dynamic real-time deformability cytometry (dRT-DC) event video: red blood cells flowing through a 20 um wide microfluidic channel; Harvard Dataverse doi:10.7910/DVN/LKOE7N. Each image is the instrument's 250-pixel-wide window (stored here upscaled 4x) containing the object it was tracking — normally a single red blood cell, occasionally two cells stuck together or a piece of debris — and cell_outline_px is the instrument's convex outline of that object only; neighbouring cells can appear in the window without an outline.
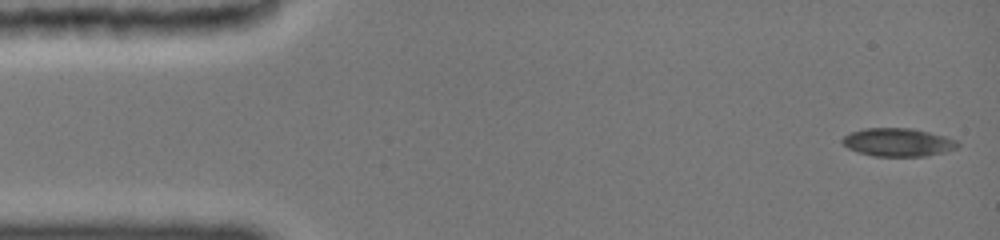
{"species": "common noctule bat (a hibernating species)", "species_latin": "Nyctalus noctula", "temperature_condition": "cold", "stored_images_in_passage": 19, "camera_frame_rate_fps": 3000, "um_per_image_px": 0.085, "animal": {"sex": "female", "body_mass_g": 19.0, "forearm_length_mm": 51.5}, "frame": {"image": 1, "passage_image": 1, "time_ms": 0.0, "image_size_px": [1000, 240], "cell_outline_px": [[960, 144], [956, 148], [944, 152], [924, 156], [876, 156], [860, 152], [848, 148], [840, 140], [844, 136], [852, 132], [868, 128], [912, 128], [944, 136], [956, 140]], "centroid_in_image_um": [76.34, 12.09], "position_along_channel_um": 8.7, "area_um2": 18.67}}
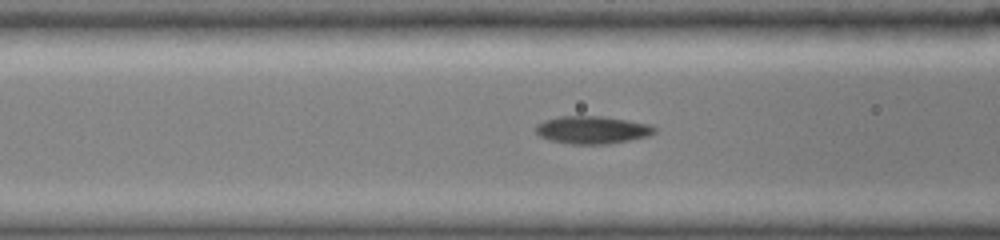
{"frame": {"image": 2, "passage_image": 11, "time_ms": 5.667, "image_size_px": [1000, 240], "cell_outline_px": [[656, 132], [644, 136], [628, 140], [608, 144], [572, 144], [552, 140], [536, 132], [536, 128], [540, 124], [548, 120], [564, 116], [600, 116], [648, 124], [656, 128]], "centroid_in_image_um": [50.38, 11.04], "position_along_channel_um": 116.2, "area_um2": 18.38}}
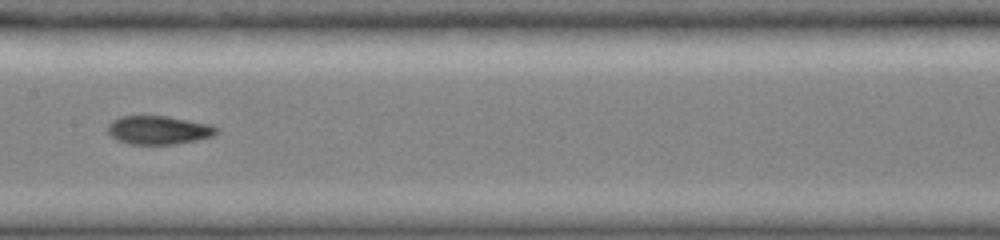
{"frame": {"image": 3, "passage_image": 17, "time_ms": 7.667, "image_size_px": [1000, 240], "cell_outline_px": [[216, 132], [212, 136], [196, 140], [176, 144], [128, 144], [116, 140], [108, 132], [108, 124], [112, 120], [120, 116], [168, 116], [208, 124], [216, 128]], "centroid_in_image_um": [13.42, 11.06], "position_along_channel_um": 194.0, "area_um2": 17.92}}